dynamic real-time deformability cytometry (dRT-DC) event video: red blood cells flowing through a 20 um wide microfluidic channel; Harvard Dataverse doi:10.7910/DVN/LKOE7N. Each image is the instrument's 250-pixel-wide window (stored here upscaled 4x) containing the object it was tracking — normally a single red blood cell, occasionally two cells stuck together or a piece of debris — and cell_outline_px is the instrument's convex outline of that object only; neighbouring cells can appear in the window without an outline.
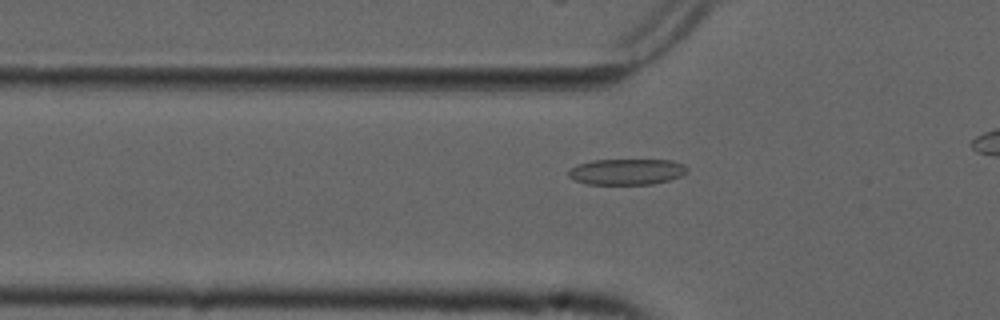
{"species": "common noctule bat (a hibernating species)", "species_latin": "Nyctalus noctula", "temperature_condition": "cold", "stored_images_in_passage": 33, "camera_frame_rate_fps": 3000, "um_per_image_px": 0.085, "animal": {"sex": "male", "forearm_length_mm": 52.5}, "frame": {"image": 1, "passage_image": 6, "time_ms": 1.667, "image_size_px": [1000, 320], "cell_outline_px": [[688, 172], [680, 176], [668, 180], [652, 184], [588, 184], [576, 180], [568, 176], [568, 172], [572, 168], [580, 164], [592, 160], [672, 160], [684, 164], [688, 168]], "centroid_in_image_um": [53.32, 14.59], "position_along_channel_um": 72.5, "area_um2": 17.8}}
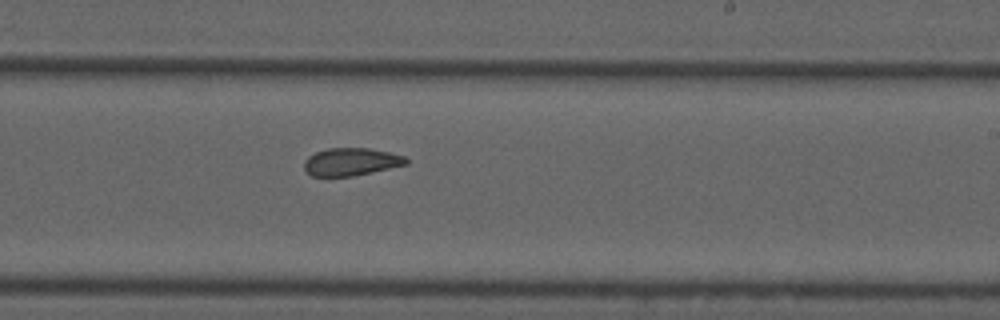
{"frame": {"image": 2, "passage_image": 21, "time_ms": 6.667, "image_size_px": [1000, 320], "cell_outline_px": [[408, 164], [372, 172], [352, 176], [312, 176], [304, 168], [304, 160], [308, 156], [316, 152], [328, 148], [368, 148], [388, 152], [404, 156], [408, 160]], "centroid_in_image_um": [29.83, 13.75], "position_along_channel_um": 259.2, "area_um2": 16.36}}
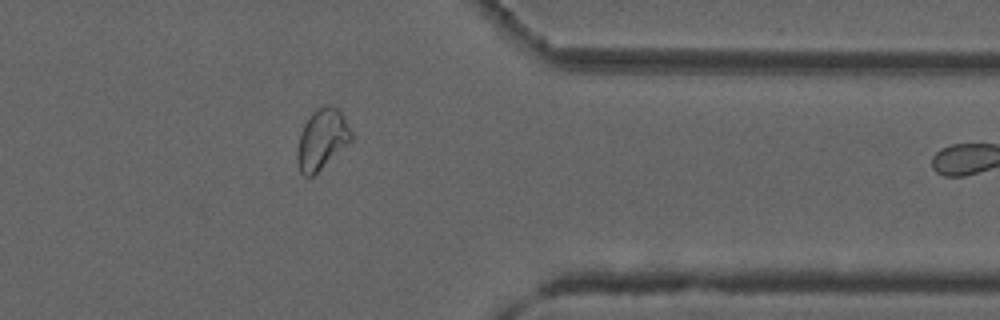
{"frame": {"image": 3, "passage_image": 32, "time_ms": 10.333, "image_size_px": [1000, 320], "cell_outline_px": [[352, 140], [312, 176], [304, 176], [300, 172], [296, 160], [296, 152], [300, 132], [304, 124], [312, 112], [316, 108], [328, 104], [332, 104], [340, 108], [352, 132]], "centroid_in_image_um": [27.36, 11.79], "position_along_channel_um": 384.0, "area_um2": 19.13}}